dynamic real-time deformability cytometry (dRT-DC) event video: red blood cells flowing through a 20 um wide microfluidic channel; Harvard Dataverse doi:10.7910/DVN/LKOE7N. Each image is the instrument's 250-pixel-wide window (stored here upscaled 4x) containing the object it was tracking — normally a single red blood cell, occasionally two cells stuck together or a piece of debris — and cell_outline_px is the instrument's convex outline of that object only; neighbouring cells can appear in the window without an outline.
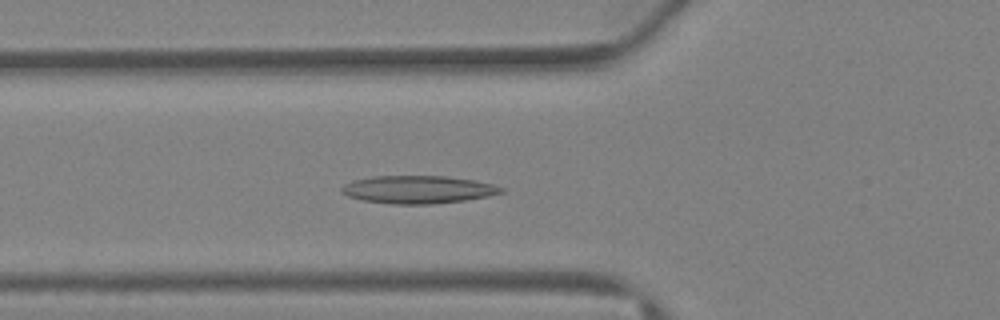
{"species": "Egyptian fruit bat (a non-hibernating species)", "species_latin": "Rousettus aegyptiacus", "temperature_condition": "warm", "stored_images_in_passage": 28, "camera_frame_rate_fps": 3000, "um_per_image_px": 0.085, "animal": {"sex": "female"}, "frame": {"image": 1, "passage_image": 3, "time_ms": 0.667, "image_size_px": [1000, 320], "cell_outline_px": [[504, 192], [488, 196], [464, 200], [432, 204], [392, 204], [360, 200], [348, 196], [340, 192], [340, 188], [344, 184], [352, 180], [372, 176], [448, 176], [476, 180], [492, 184], [504, 188]], "centroid_in_image_um": [35.5, 16.11], "position_along_channel_um": 90.3, "area_um2": 26.07}}
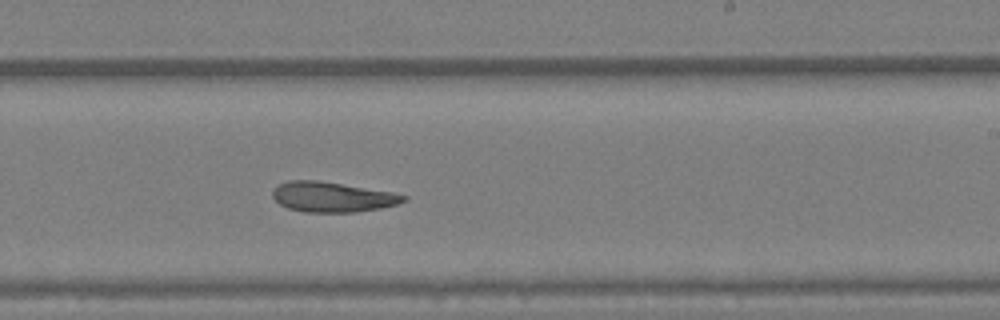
{"frame": {"image": 2, "passage_image": 13, "time_ms": 4.0, "image_size_px": [1000, 320], "cell_outline_px": [[408, 196], [404, 200], [396, 204], [380, 208], [356, 212], [304, 212], [288, 208], [280, 204], [272, 196], [272, 188], [276, 184], [288, 180], [316, 180], [392, 192]], "centroid_in_image_um": [28.18, 16.73], "position_along_channel_um": 260.8, "area_um2": 22.89}}
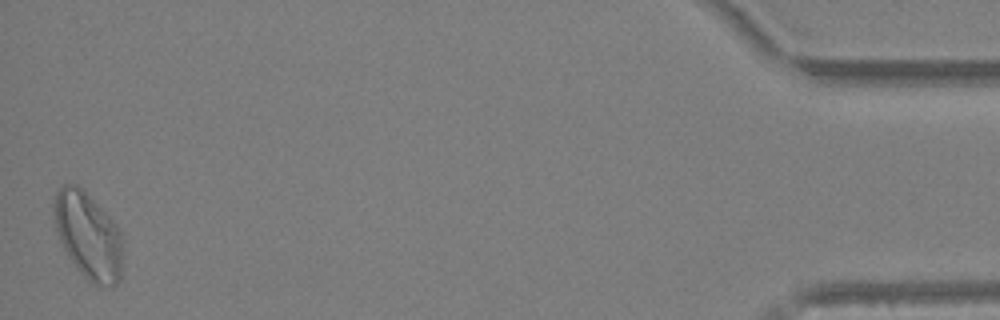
{"frame": {"image": 3, "passage_image": 28, "time_ms": 9.0, "image_size_px": [1000, 320], "cell_outline_px": [[120, 280], [116, 284], [92, 284], [76, 268], [68, 256], [60, 240], [56, 228], [52, 204], [56, 192], [60, 184], [76, 184], [116, 224], [120, 232]], "centroid_in_image_um": [7.44, 20.0], "position_along_channel_um": 427.8, "area_um2": 33.81}}